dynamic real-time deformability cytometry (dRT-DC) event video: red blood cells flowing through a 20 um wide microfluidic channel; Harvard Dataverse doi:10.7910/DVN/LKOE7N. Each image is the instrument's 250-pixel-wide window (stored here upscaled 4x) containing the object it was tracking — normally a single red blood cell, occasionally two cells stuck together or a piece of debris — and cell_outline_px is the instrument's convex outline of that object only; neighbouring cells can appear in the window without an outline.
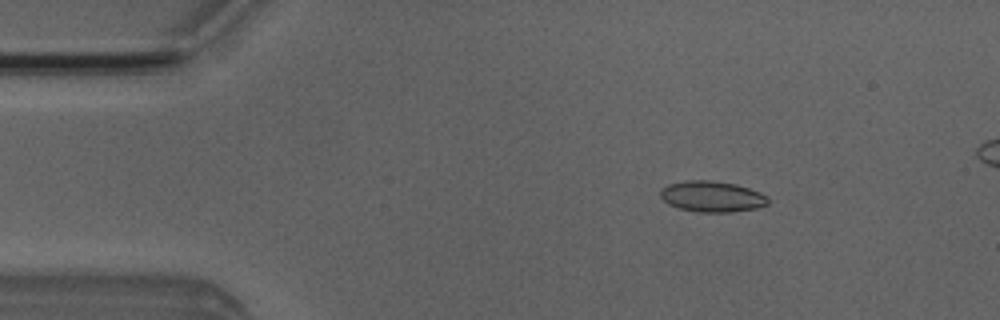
{"species": "Egyptian fruit bat (a non-hibernating species)", "species_latin": "Rousettus aegyptiacus", "temperature_condition": "room temperature", "stored_images_in_passage": 6, "camera_frame_rate_fps": 3000, "um_per_image_px": 0.085, "animal": {"sex": "male"}, "frame": {"image": 1, "passage_image": 3, "time_ms": 2.333, "image_size_px": [1000, 320], "cell_outline_px": [[768, 204], [756, 208], [728, 212], [700, 212], [680, 208], [668, 204], [660, 196], [660, 188], [668, 184], [688, 180], [708, 180], [736, 184], [760, 192], [768, 196]], "centroid_in_image_um": [60.51, 16.69], "position_along_channel_um": 24.5, "area_um2": 19.31}}